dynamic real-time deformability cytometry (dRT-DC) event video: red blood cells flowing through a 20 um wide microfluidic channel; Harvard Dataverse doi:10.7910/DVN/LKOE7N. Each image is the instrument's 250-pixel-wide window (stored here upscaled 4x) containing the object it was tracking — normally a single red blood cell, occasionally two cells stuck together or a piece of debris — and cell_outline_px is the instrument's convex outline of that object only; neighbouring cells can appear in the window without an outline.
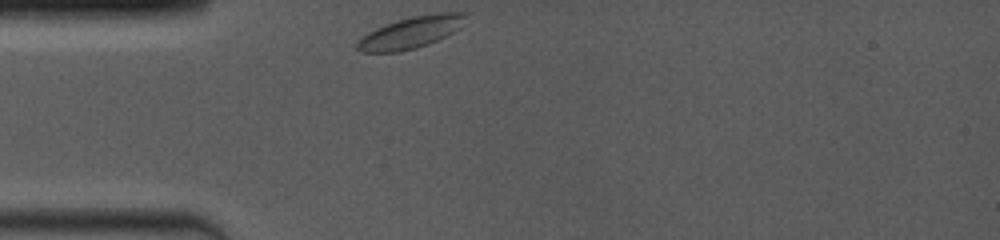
{"species": "common noctule bat (a hibernating species)", "species_latin": "Nyctalus noctula", "temperature_condition": "room temperature", "stored_images_in_passage": 11, "camera_frame_rate_fps": 4000, "um_per_image_px": 0.085, "animal": {"sex": "female", "body_mass_g": 19.0, "forearm_length_mm": 53.3}, "frame": {"image": 1, "passage_image": 1, "time_ms": 0.0, "image_size_px": [1000, 240], "cell_outline_px": [[468, 12], [460, 28], [428, 44], [416, 48], [400, 52], [360, 52], [356, 48], [356, 44], [368, 32], [384, 24], [396, 20], [412, 16], [440, 12]], "centroid_in_image_um": [34.92, 2.75], "position_along_channel_um": 50.1, "area_um2": 19.94}}
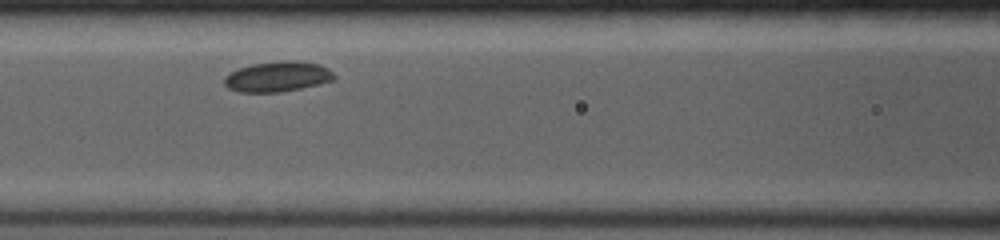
{"frame": {"image": 2, "passage_image": 7, "time_ms": 2.75, "image_size_px": [1000, 240], "cell_outline_px": [[336, 80], [320, 84], [280, 92], [240, 92], [228, 88], [224, 84], [224, 76], [240, 68], [252, 64], [284, 60], [292, 60], [320, 64], [328, 68], [336, 76]], "centroid_in_image_um": [23.63, 6.51], "position_along_channel_um": 143.0, "area_um2": 19.42}}
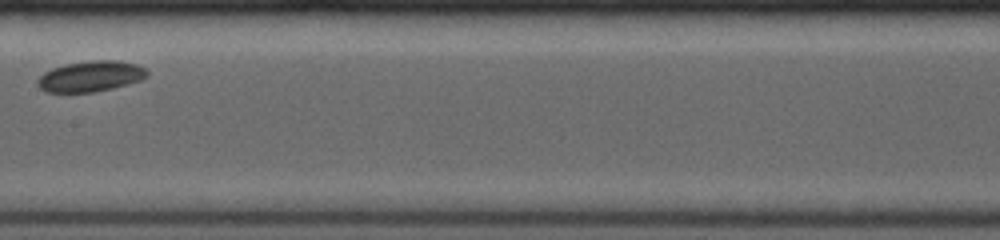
{"frame": {"image": 3, "passage_image": 10, "time_ms": 4.25, "image_size_px": [1000, 240], "cell_outline_px": [[148, 76], [140, 80], [112, 88], [92, 92], [44, 92], [36, 84], [36, 80], [44, 72], [52, 68], [64, 64], [92, 60], [120, 60], [136, 64], [144, 68], [148, 72]], "centroid_in_image_um": [7.67, 6.48], "position_along_channel_um": 199.7, "area_um2": 19.65}}